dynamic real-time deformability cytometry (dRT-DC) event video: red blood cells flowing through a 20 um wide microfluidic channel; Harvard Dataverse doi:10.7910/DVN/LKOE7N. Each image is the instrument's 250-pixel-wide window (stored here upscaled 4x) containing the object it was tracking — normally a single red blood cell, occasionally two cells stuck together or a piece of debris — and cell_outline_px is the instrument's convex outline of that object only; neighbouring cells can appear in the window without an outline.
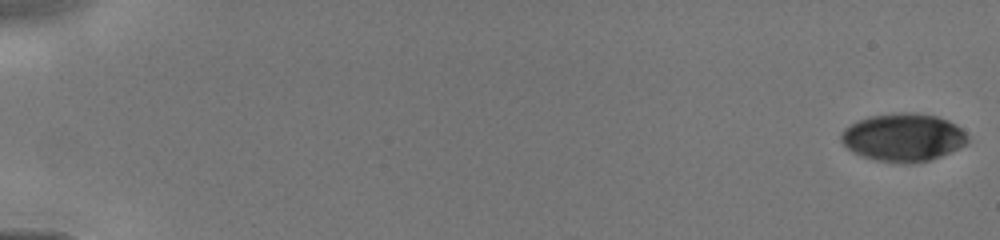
{"species": "human", "species_latin": "Homo sapiens", "temperature_condition": "cold", "stored_images_in_passage": 17, "camera_frame_rate_fps": 3000, "um_per_image_px": 0.085, "donor": {"sex": "male"}, "frame": {"image": 1, "passage_image": 1, "time_ms": 0.0, "image_size_px": [1000, 240], "cell_outline_px": [[968, 140], [960, 148], [940, 156], [928, 160], [912, 164], [900, 164], [876, 160], [860, 156], [852, 152], [840, 140], [840, 132], [844, 128], [868, 116], [900, 112], [916, 112], [936, 116], [948, 120], [956, 124], [968, 136]], "centroid_in_image_um": [76.76, 11.68], "position_along_channel_um": 8.2, "area_um2": 35.6}}
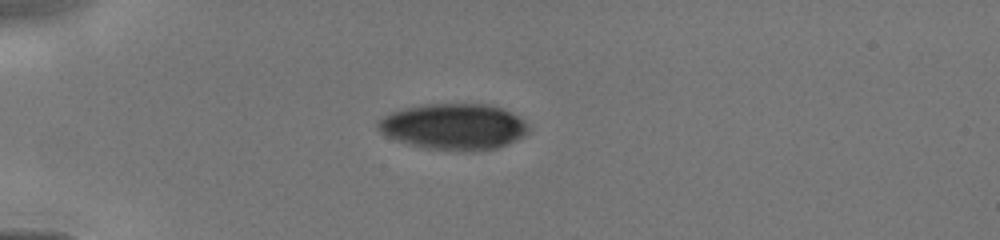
{"frame": {"image": 2, "passage_image": 15, "time_ms": 4.333, "image_size_px": [1000, 240], "cell_outline_px": [[528, 132], [524, 136], [508, 144], [496, 148], [476, 152], [464, 152], [424, 148], [396, 140], [380, 132], [376, 124], [384, 116], [392, 112], [404, 108], [428, 104], [488, 104], [500, 108], [524, 120], [528, 124]], "centroid_in_image_um": [38.58, 10.79], "position_along_channel_um": 46.4, "area_um2": 40.46}}